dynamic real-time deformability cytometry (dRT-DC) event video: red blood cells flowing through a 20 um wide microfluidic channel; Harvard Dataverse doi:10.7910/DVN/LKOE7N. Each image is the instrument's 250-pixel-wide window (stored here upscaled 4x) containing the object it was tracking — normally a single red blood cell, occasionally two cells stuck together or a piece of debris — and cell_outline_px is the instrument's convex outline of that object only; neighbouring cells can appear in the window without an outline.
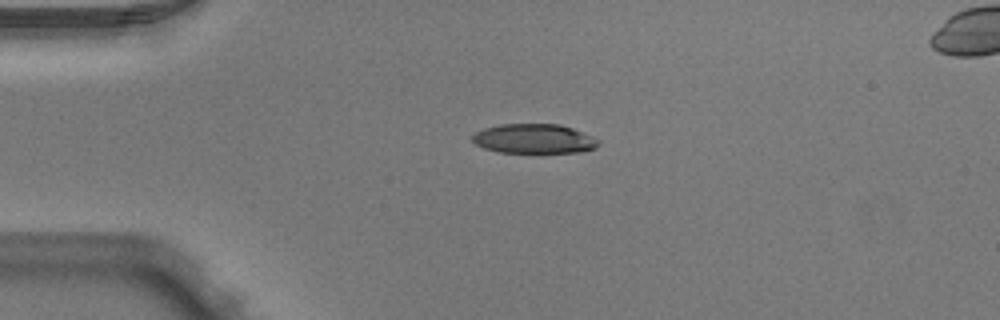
{"species": "Egyptian fruit bat (a non-hibernating species)", "species_latin": "Rousettus aegyptiacus", "temperature_condition": "warm", "stored_images_in_passage": 4, "camera_frame_rate_fps": 3000, "um_per_image_px": 0.085, "animal": {"sex": "male"}, "frame": {"image": 1, "passage_image": 2, "time_ms": 0.333, "image_size_px": [1000, 320], "cell_outline_px": [[600, 144], [596, 148], [580, 152], [500, 152], [484, 148], [476, 144], [472, 140], [472, 136], [476, 132], [484, 128], [500, 124], [560, 124], [572, 128], [592, 136], [600, 140]], "centroid_in_image_um": [45.42, 11.79], "position_along_channel_um": 39.6, "area_um2": 21.62}}